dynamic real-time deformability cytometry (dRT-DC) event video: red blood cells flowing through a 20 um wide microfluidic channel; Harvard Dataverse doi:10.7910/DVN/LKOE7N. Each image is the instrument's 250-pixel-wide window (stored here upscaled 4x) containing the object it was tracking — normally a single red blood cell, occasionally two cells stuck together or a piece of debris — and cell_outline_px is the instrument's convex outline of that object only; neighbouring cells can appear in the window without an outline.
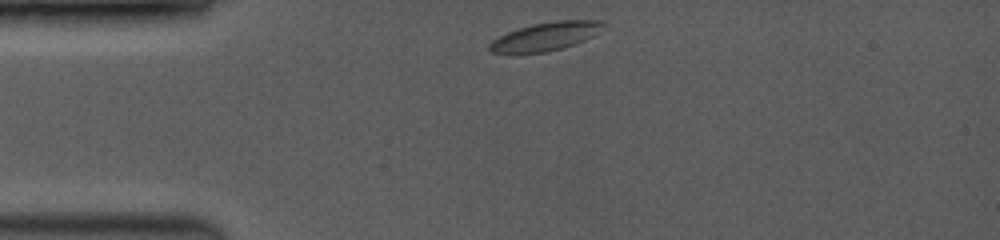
{"species": "common noctule bat (a hibernating species)", "species_latin": "Nyctalus noctula", "temperature_condition": "room temperature", "stored_images_in_passage": 17, "camera_frame_rate_fps": 3500, "um_per_image_px": 0.085, "animal": {"sex": "female", "body_mass_g": 19.0, "forearm_length_mm": 53.3}, "frame": {"image": 1, "passage_image": 1, "time_ms": 0.0, "image_size_px": [1000, 240], "cell_outline_px": [[600, 24], [592, 36], [584, 40], [560, 48], [544, 52], [492, 52], [488, 48], [488, 44], [492, 40], [508, 32], [532, 24], [556, 20], [600, 20]], "centroid_in_image_um": [46.29, 3.08], "position_along_channel_um": 38.7, "area_um2": 17.92}}
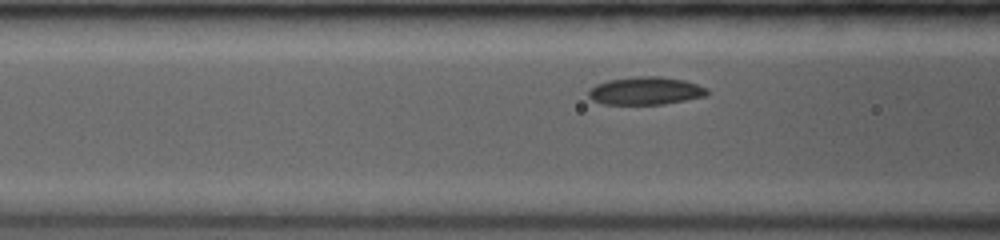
{"frame": {"image": 2, "passage_image": 11, "time_ms": 2.571, "image_size_px": [1000, 240], "cell_outline_px": [[708, 92], [704, 96], [664, 104], [604, 104], [592, 100], [588, 96], [588, 92], [596, 84], [608, 80], [636, 76], [660, 76], [684, 80], [708, 88]], "centroid_in_image_um": [54.86, 7.71], "position_along_channel_um": 111.7, "area_um2": 19.13}}
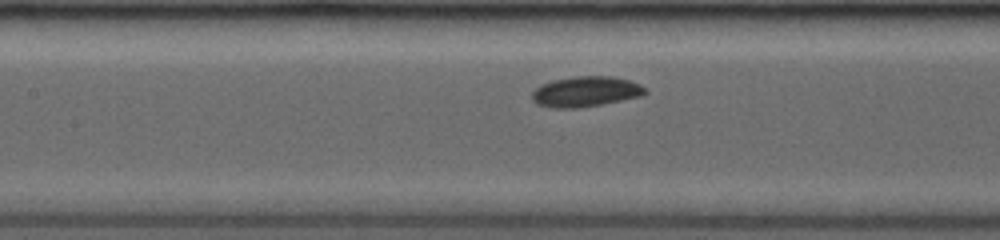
{"frame": {"image": 3, "passage_image": 15, "time_ms": 3.714, "image_size_px": [1000, 240], "cell_outline_px": [[648, 92], [640, 96], [600, 104], [576, 108], [552, 108], [536, 104], [532, 100], [532, 92], [540, 84], [552, 80], [576, 76], [612, 76], [628, 80], [640, 84]], "centroid_in_image_um": [49.73, 7.78], "position_along_channel_um": 157.7, "area_um2": 19.94}}